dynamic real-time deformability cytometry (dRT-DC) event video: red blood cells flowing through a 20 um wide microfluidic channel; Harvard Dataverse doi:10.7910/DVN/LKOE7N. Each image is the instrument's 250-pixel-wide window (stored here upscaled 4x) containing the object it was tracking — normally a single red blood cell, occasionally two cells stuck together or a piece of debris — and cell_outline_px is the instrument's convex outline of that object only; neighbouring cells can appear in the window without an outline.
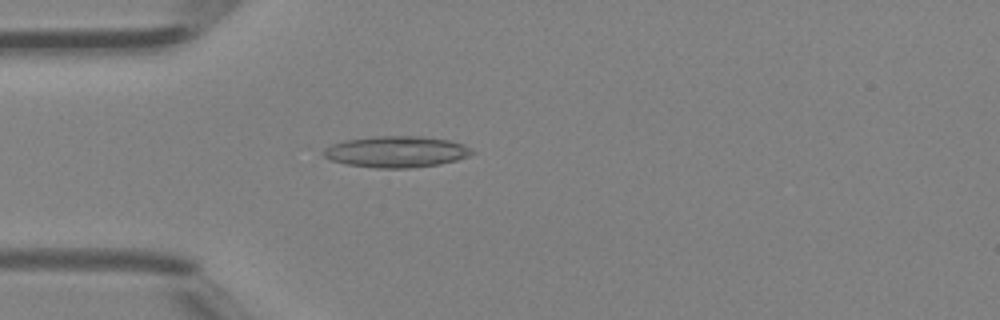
{"species": "Egyptian fruit bat (a non-hibernating species)", "species_latin": "Rousettus aegyptiacus", "temperature_condition": "room temperature", "stored_images_in_passage": 1, "camera_frame_rate_fps": 3000, "um_per_image_px": 0.085, "animal": {"sex": "female"}, "frame": {"image": 1, "passage_image": 1, "time_ms": 0.0, "image_size_px": [1000, 320], "cell_outline_px": [[476, 152], [468, 156], [456, 160], [440, 164], [412, 168], [376, 168], [348, 164], [332, 160], [324, 156], [324, 148], [332, 144], [344, 140], [376, 136], [420, 136], [448, 140], [464, 144]], "centroid_in_image_um": [33.71, 12.9], "position_along_channel_um": 51.3, "area_um2": 26.99}}